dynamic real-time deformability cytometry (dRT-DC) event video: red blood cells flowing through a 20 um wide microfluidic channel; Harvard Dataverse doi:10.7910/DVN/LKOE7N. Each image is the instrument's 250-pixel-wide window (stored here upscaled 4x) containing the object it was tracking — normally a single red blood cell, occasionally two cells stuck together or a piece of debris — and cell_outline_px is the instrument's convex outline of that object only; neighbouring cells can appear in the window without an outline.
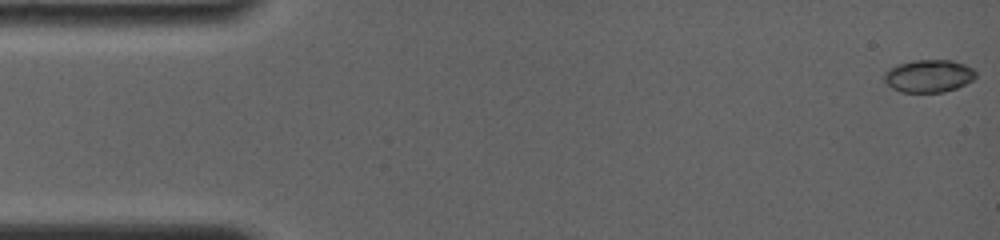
{"species": "common noctule bat (a hibernating species)", "species_latin": "Nyctalus noctula", "temperature_condition": "room temperature", "stored_images_in_passage": 13, "camera_frame_rate_fps": 4000, "um_per_image_px": 0.085, "animal": {"sex": "female", "body_mass_g": 19.0, "forearm_length_mm": 56.7}, "frame": {"image": 1, "passage_image": 1, "time_ms": 0.0, "image_size_px": [1000, 240], "cell_outline_px": [[976, 76], [972, 80], [956, 88], [944, 92], [900, 92], [892, 88], [884, 80], [884, 72], [888, 68], [912, 60], [952, 60], [964, 64], [972, 68], [976, 72]], "centroid_in_image_um": [78.93, 6.45], "position_along_channel_um": 6.1, "area_um2": 17.4}}
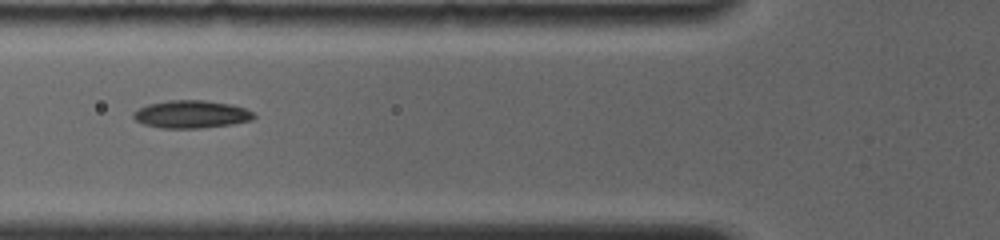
{"frame": {"image": 2, "passage_image": 10, "time_ms": 6.0, "image_size_px": [1000, 240], "cell_outline_px": [[256, 116], [252, 120], [232, 124], [200, 128], [160, 128], [144, 124], [136, 120], [132, 116], [132, 112], [148, 104], [168, 100], [204, 100], [232, 104], [244, 108], [252, 112]], "centroid_in_image_um": [16.25, 9.71], "position_along_channel_um": 109.5, "area_um2": 19.48}}
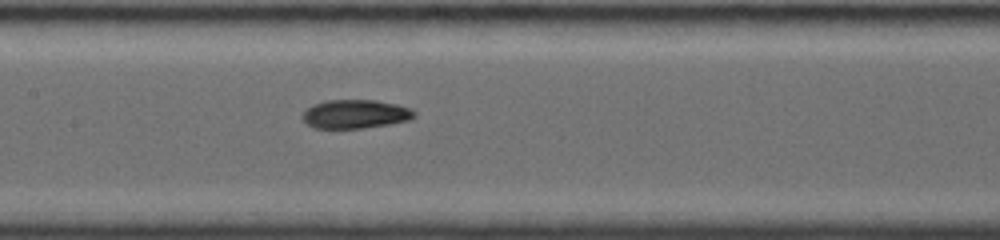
{"frame": {"image": 3, "passage_image": 13, "time_ms": 7.75, "image_size_px": [1000, 240], "cell_outline_px": [[416, 116], [408, 120], [388, 124], [364, 128], [316, 128], [308, 124], [300, 116], [312, 104], [324, 100], [376, 100], [396, 104], [412, 108], [416, 112]], "centroid_in_image_um": [30.21, 9.68], "position_along_channel_um": 177.2, "area_um2": 18.79}}